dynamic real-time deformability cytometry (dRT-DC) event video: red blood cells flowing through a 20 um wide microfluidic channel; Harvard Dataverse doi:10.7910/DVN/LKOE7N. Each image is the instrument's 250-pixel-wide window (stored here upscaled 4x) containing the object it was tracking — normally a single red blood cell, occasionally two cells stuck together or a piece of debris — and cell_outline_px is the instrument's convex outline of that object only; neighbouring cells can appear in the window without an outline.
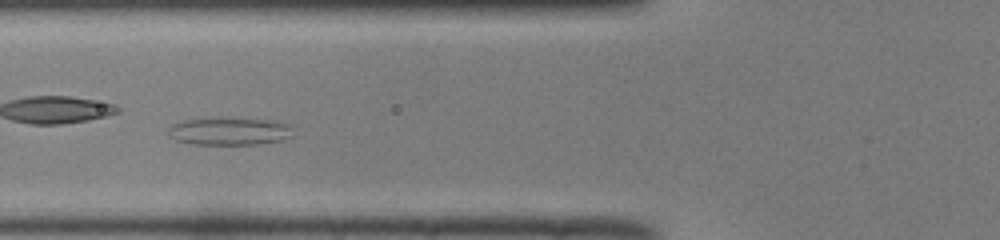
{"species": "common noctule bat (a hibernating species)", "species_latin": "Nyctalus noctula", "temperature_condition": "room temperature", "stored_images_in_passage": 39, "camera_frame_rate_fps": 3000, "um_per_image_px": 0.085, "animal": {"sex": "male", "body_mass_g": 19.0, "forearm_length_mm": 50.8}, "frame": {"image": 1, "passage_image": 7, "time_ms": 2.0, "image_size_px": [1000, 240], "cell_outline_px": [[292, 136], [280, 140], [260, 144], [192, 144], [176, 140], [172, 136], [168, 128], [172, 124], [184, 120], [220, 116], [276, 120], [292, 124]], "centroid_in_image_um": [19.56, 11.11], "position_along_channel_um": 106.2, "area_um2": 20.69}}
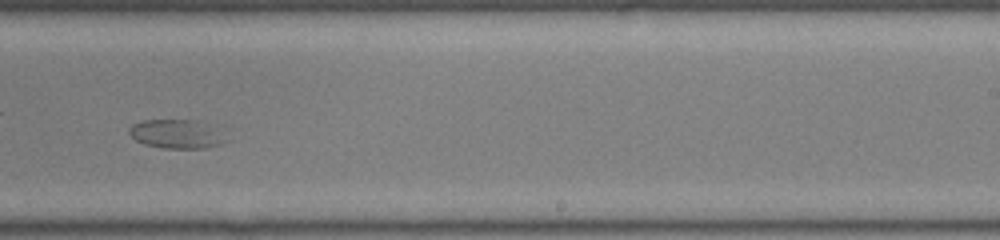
{"frame": {"image": 2, "passage_image": 20, "time_ms": 6.333, "image_size_px": [1000, 240], "cell_outline_px": [[232, 140], [208, 148], [164, 148], [144, 144], [136, 140], [128, 132], [128, 128], [132, 124], [144, 120], [192, 120], [228, 128]], "centroid_in_image_um": [15.22, 11.38], "position_along_channel_um": 273.8, "area_um2": 17.22}}
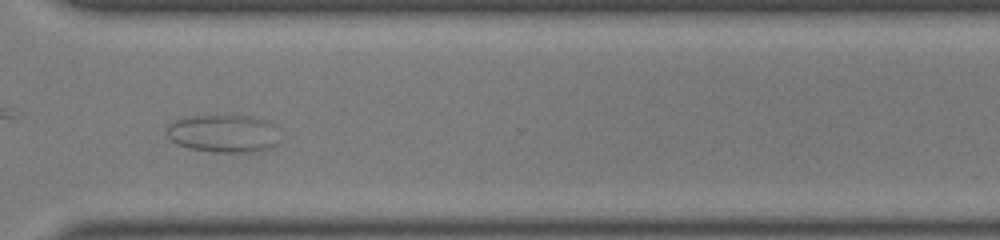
{"frame": {"image": 3, "passage_image": 26, "time_ms": 8.333, "image_size_px": [1000, 240], "cell_outline_px": [[280, 140], [272, 148], [252, 152], [212, 152], [188, 148], [176, 144], [168, 136], [168, 124], [172, 120], [184, 116], [252, 116], [268, 120], [280, 128]], "centroid_in_image_um": [19.06, 11.34], "position_along_channel_um": 351.5, "area_um2": 25.55}}